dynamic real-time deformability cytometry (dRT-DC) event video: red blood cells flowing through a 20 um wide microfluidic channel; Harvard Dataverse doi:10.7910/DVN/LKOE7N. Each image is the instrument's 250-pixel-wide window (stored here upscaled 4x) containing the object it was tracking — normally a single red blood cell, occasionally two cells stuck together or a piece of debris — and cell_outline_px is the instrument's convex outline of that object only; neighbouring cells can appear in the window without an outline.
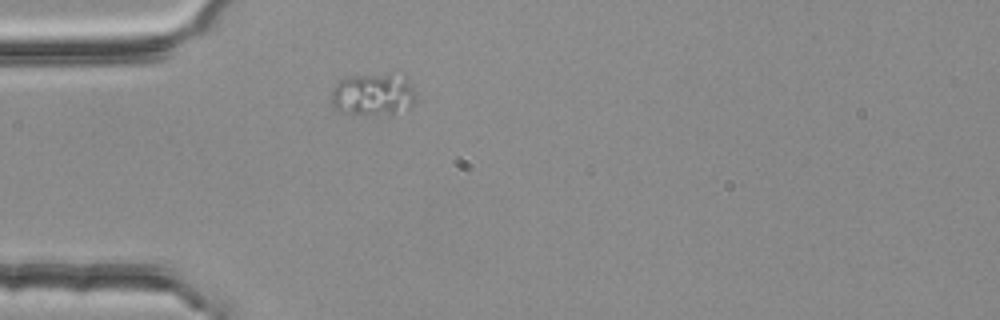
{"species": "common noctule bat (a hibernating species)", "species_latin": "Nyctalus noctula", "temperature_condition": "room temperature", "stored_images_in_passage": 1, "camera_frame_rate_fps": 3000, "um_per_image_px": 0.085, "animal": {"sex": "female", "body_mass_g": 25.1}, "frame": {"image": 1, "passage_image": 1, "time_ms": 0.0, "image_size_px": [1000, 320], "cell_outline_px": [[412, 100], [408, 108], [392, 116], [364, 116], [340, 112], [332, 104], [332, 92], [336, 84], [340, 80], [352, 76], [388, 72], [404, 72], [408, 76], [412, 88]], "centroid_in_image_um": [31.74, 8.02], "position_along_channel_um": 53.3, "area_um2": 21.68}}